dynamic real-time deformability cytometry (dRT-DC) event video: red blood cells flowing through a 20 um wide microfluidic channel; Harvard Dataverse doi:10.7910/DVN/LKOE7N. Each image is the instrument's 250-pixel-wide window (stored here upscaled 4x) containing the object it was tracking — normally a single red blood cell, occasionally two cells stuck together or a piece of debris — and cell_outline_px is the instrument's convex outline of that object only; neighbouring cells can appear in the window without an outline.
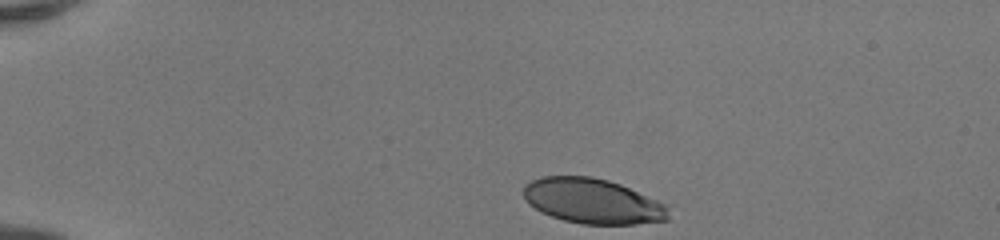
{"species": "human", "species_latin": "Homo sapiens", "temperature_condition": "room temperature", "stored_images_in_passage": 35, "camera_frame_rate_fps": 3000, "um_per_image_px": 0.085, "donor": {"sex": "female"}, "frame": {"image": 1, "passage_image": 1, "time_ms": 0.0, "image_size_px": [1000, 240], "cell_outline_px": [[668, 220], [636, 224], [580, 224], [564, 220], [540, 212], [528, 204], [524, 200], [524, 188], [532, 180], [544, 176], [592, 176], [608, 180], [620, 184], [668, 204]], "centroid_in_image_um": [50.38, 17.1], "position_along_channel_um": 34.6, "area_um2": 38.21}}
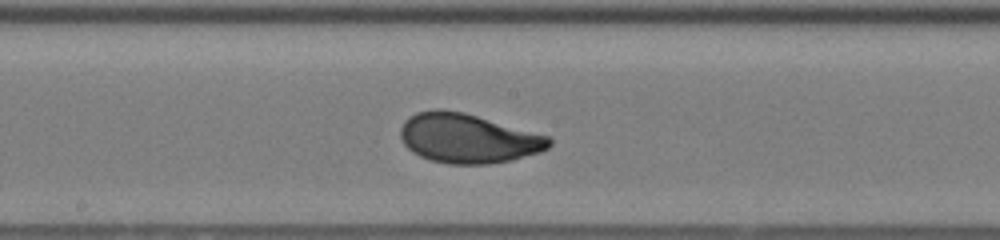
{"frame": {"image": 2, "passage_image": 19, "time_ms": 6.0, "image_size_px": [1000, 240], "cell_outline_px": [[552, 144], [548, 148], [540, 152], [512, 160], [488, 164], [448, 164], [432, 160], [420, 156], [412, 152], [404, 144], [400, 136], [400, 128], [404, 120], [408, 116], [416, 112], [436, 108], [440, 108], [464, 112], [548, 136], [552, 140]], "centroid_in_image_um": [39.74, 11.75], "position_along_channel_um": 208.5, "area_um2": 42.95}}
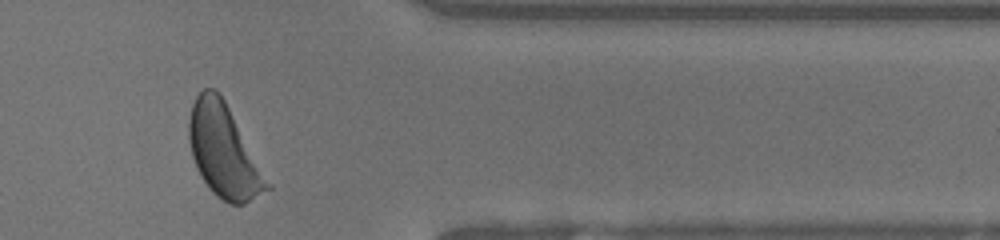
{"frame": {"image": 3, "passage_image": 33, "time_ms": 10.667, "image_size_px": [1000, 240], "cell_outline_px": [[272, 188], [244, 204], [228, 204], [216, 196], [212, 192], [200, 176], [196, 168], [192, 156], [188, 140], [188, 120], [192, 104], [196, 96], [204, 88], [216, 88], [220, 92], [272, 184]], "centroid_in_image_um": [19.02, 12.85], "position_along_channel_um": 392.4, "area_um2": 42.54}, "authors_computed_cell_mechanics": {"area_um2": 41.6738, "velocity_mm_per_s": 4.1703, "shape_relaxation_time_tau1_ms": 2.7132, "shape_relaxation_time_tau2_ms": null, "deformation_change_tau1": 0.1653, "deformation_change_tau2": null}}